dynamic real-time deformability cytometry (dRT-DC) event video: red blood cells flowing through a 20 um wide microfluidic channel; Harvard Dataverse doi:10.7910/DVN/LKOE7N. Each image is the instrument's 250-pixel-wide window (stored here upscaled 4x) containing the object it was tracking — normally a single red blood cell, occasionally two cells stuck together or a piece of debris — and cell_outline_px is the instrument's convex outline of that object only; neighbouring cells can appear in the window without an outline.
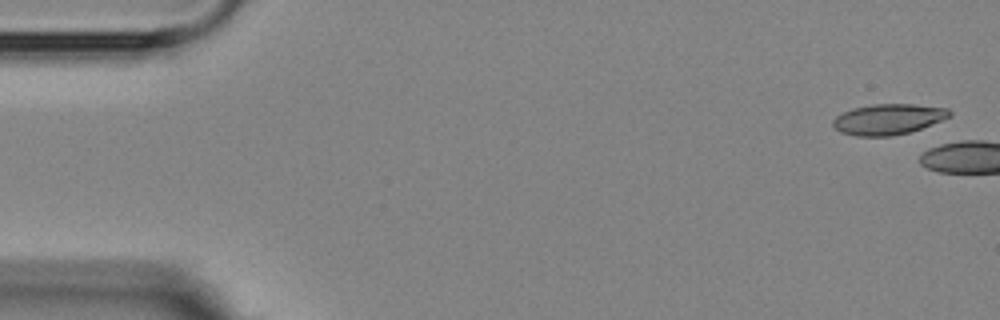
{"species": "Egyptian fruit bat (a non-hibernating species)", "species_latin": "Rousettus aegyptiacus", "temperature_condition": "room temperature", "stored_images_in_passage": 7, "camera_frame_rate_fps": 3000, "um_per_image_px": 0.085, "animal": {"sex": "female"}, "frame": {"image": 1, "passage_image": 1, "time_ms": 0.0, "image_size_px": [1000, 320], "cell_outline_px": [[952, 116], [920, 128], [908, 132], [892, 136], [856, 136], [840, 132], [832, 124], [832, 120], [836, 116], [852, 108], [872, 104], [912, 104], [948, 108], [952, 112]], "centroid_in_image_um": [75.49, 10.13], "position_along_channel_um": 9.5, "area_um2": 20.75}}
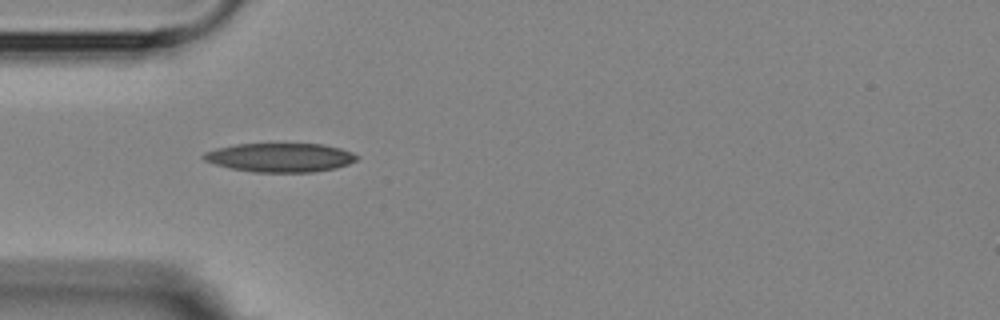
{"frame": {"image": 2, "passage_image": 6, "time_ms": 6.0, "image_size_px": [1000, 320], "cell_outline_px": [[360, 156], [356, 160], [348, 164], [336, 168], [312, 172], [252, 172], [232, 168], [216, 164], [204, 160], [200, 156], [204, 152], [216, 148], [236, 144], [320, 144], [340, 148], [352, 152]], "centroid_in_image_um": [23.81, 13.39], "position_along_channel_um": 61.2, "area_um2": 25.78}}